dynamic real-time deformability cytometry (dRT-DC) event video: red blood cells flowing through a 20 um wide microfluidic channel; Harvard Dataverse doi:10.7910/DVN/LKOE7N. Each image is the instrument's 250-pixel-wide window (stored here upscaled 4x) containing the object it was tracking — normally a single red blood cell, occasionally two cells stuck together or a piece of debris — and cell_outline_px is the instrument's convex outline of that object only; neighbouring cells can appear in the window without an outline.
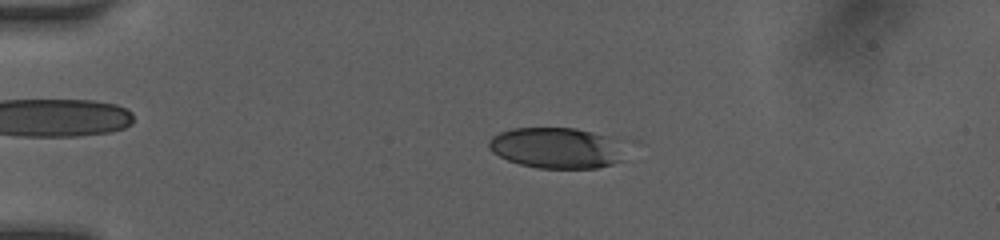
{"species": "human", "species_latin": "Homo sapiens", "temperature_condition": "room temperature", "stored_images_in_passage": 49, "camera_frame_rate_fps": 3000, "um_per_image_px": 0.085, "donor": {"sex": "female"}, "frame": {"image": 1, "passage_image": 11, "time_ms": 3.333, "image_size_px": [1000, 240], "cell_outline_px": [[620, 160], [612, 164], [596, 168], [540, 168], [520, 164], [508, 160], [492, 152], [488, 148], [488, 140], [492, 136], [500, 132], [512, 128], [576, 128], [604, 136]], "centroid_in_image_um": [47.04, 12.58], "position_along_channel_um": 38.0, "area_um2": 30.92}}
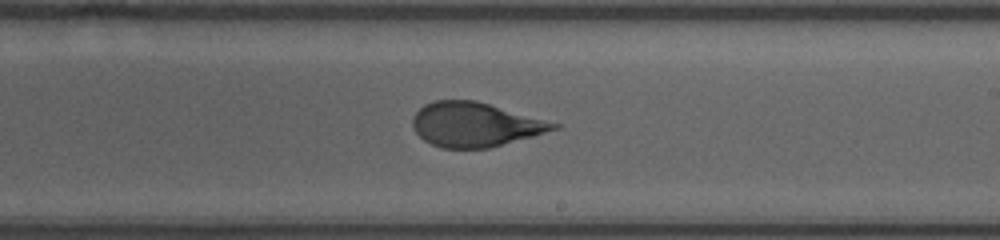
{"frame": {"image": 2, "passage_image": 30, "time_ms": 9.667, "image_size_px": [1000, 240], "cell_outline_px": [[560, 128], [532, 136], [488, 148], [440, 148], [424, 140], [416, 132], [412, 124], [412, 116], [424, 104], [436, 100], [476, 100], [560, 124]], "centroid_in_image_um": [40.35, 10.58], "position_along_channel_um": 248.7, "area_um2": 36.13}}
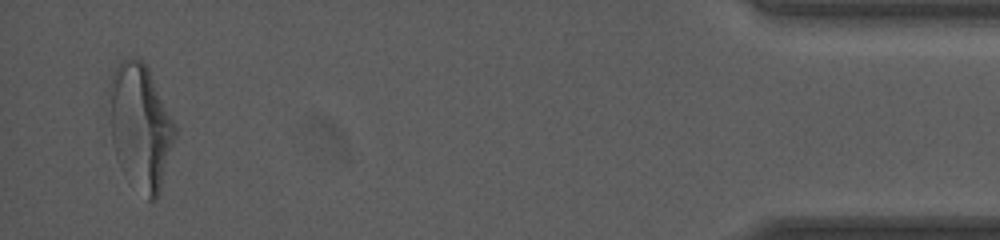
{"frame": {"image": 3, "passage_image": 48, "time_ms": 15.667, "image_size_px": [1000, 240], "cell_outline_px": [[176, 136], [160, 192], [156, 200], [148, 200], [116, 156], [112, 144], [108, 92], [108, 84], [112, 72], [116, 64], [120, 60], [140, 60], [148, 68], [176, 124]], "centroid_in_image_um": [11.94, 10.69], "position_along_channel_um": 423.3, "area_um2": 47.28}, "authors_computed_cell_mechanics": {"area_um2": 36.8764, "velocity_mm_per_s": 4.1271, "shape_relaxation_time_tau1_ms": 4.1536, "shape_relaxation_time_tau2_ms": 0.7739, "deformation_change_tau1": 0.1877, "deformation_change_tau2": 0.0848}}